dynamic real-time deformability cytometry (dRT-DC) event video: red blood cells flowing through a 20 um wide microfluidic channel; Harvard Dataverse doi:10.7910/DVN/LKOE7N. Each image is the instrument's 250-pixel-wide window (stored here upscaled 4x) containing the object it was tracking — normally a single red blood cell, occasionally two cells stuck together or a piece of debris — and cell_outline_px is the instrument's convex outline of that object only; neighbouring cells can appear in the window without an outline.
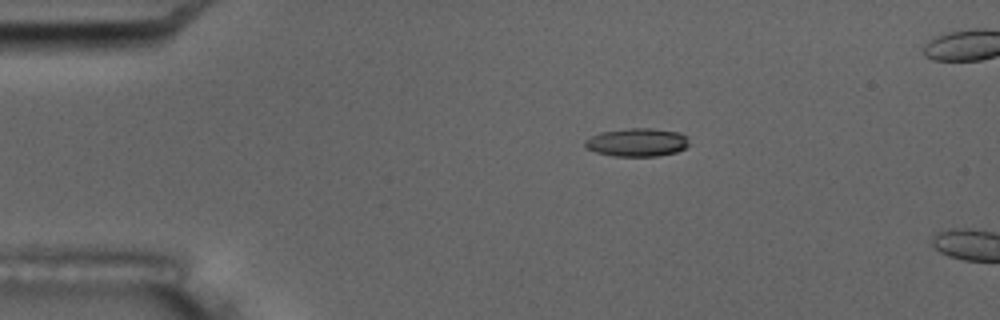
{"species": "common noctule bat (a hibernating species)", "species_latin": "Nyctalus noctula", "temperature_condition": "room temperature", "stored_images_in_passage": 3, "camera_frame_rate_fps": 3000, "um_per_image_px": 0.085, "animal": {"sex": "male", "body_mass_g": 17.5, "forearm_length_mm": 52.3}, "frame": {"image": 1, "passage_image": 2, "time_ms": 2.667, "image_size_px": [1000, 320], "cell_outline_px": [[688, 144], [684, 148], [676, 152], [656, 156], [612, 156], [596, 152], [584, 148], [584, 140], [600, 132], [628, 128], [652, 128], [680, 132], [688, 136]], "centroid_in_image_um": [54.13, 12.09], "position_along_channel_um": 30.9, "area_um2": 17.28}}